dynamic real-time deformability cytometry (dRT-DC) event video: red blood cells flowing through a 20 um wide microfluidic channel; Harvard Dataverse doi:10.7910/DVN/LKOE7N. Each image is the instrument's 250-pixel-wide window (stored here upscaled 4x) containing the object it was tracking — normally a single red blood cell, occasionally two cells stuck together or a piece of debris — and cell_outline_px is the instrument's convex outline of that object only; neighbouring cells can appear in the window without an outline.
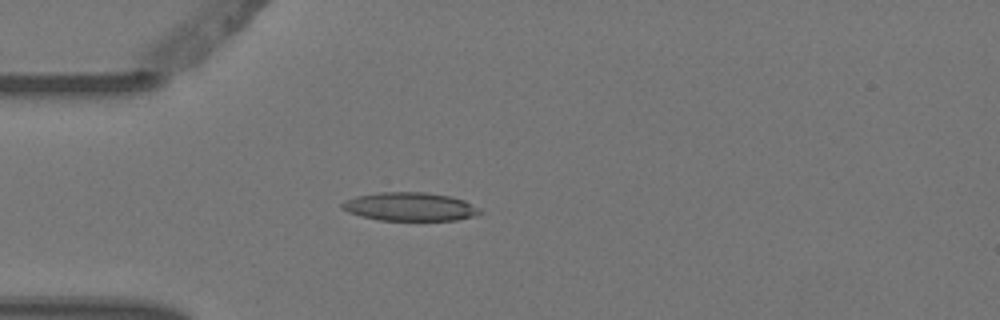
{"species": "Egyptian fruit bat (a non-hibernating species)", "species_latin": "Rousettus aegyptiacus", "temperature_condition": "warm", "stored_images_in_passage": 1, "camera_frame_rate_fps": 3000, "um_per_image_px": 0.085, "animal": {"sex": "female"}, "frame": {"image": 1, "passage_image": 1, "time_ms": 0.0, "image_size_px": [1000, 320], "cell_outline_px": [[484, 212], [472, 216], [456, 220], [380, 220], [348, 212], [340, 204], [356, 196], [380, 192], [424, 192], [452, 196], [464, 200], [480, 208]], "centroid_in_image_um": [34.9, 17.56], "position_along_channel_um": 50.1, "area_um2": 22.66}}